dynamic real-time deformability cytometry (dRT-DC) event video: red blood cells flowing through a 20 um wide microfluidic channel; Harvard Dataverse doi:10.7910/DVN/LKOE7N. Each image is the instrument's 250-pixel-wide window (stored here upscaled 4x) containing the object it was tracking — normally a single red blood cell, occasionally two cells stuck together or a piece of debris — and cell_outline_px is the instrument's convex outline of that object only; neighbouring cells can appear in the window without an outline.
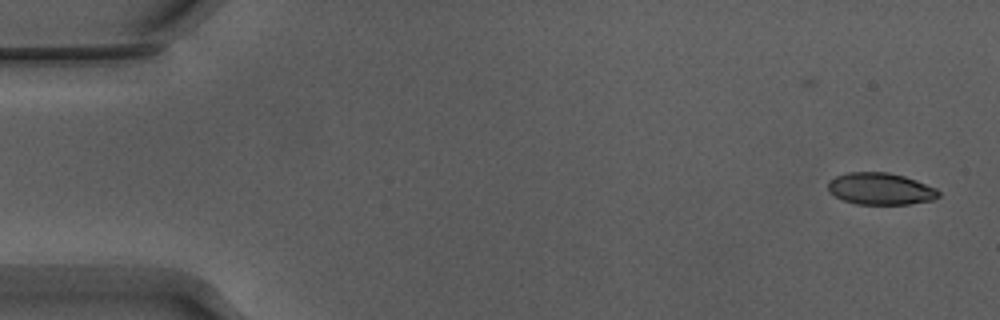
{"species": "Egyptian fruit bat (a non-hibernating species)", "species_latin": "Rousettus aegyptiacus", "temperature_condition": "warm", "stored_images_in_passage": 52, "camera_frame_rate_fps": 3000, "um_per_image_px": 0.085, "animal": {"sex": "male"}, "frame": {"image": 1, "passage_image": 1, "time_ms": 0.0, "image_size_px": [1000, 320], "cell_outline_px": [[940, 196], [932, 200], [908, 204], [856, 204], [844, 200], [828, 192], [828, 180], [836, 176], [848, 172], [888, 172], [904, 176], [916, 180], [936, 188], [940, 192]], "centroid_in_image_um": [74.83, 16.04], "position_along_channel_um": 10.2, "area_um2": 20.58}}
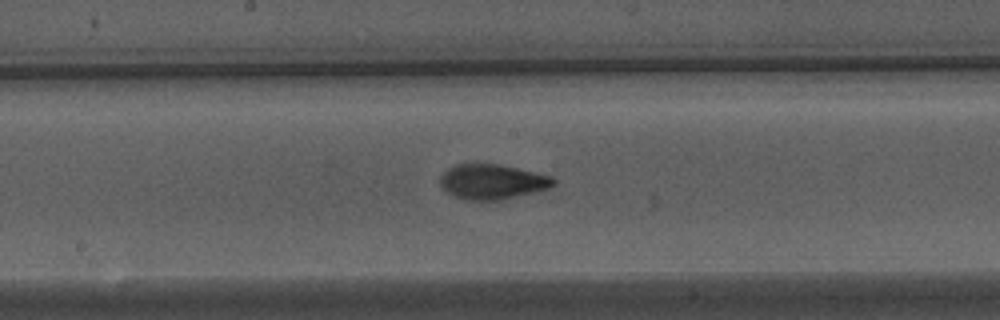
{"frame": {"image": 2, "passage_image": 27, "time_ms": 8.667, "image_size_px": [1000, 320], "cell_outline_px": [[556, 184], [548, 188], [500, 200], [464, 200], [452, 196], [440, 184], [440, 176], [448, 168], [456, 164], [500, 164], [552, 176], [556, 180]], "centroid_in_image_um": [41.83, 15.44], "position_along_channel_um": 206.4, "area_um2": 23.0}}
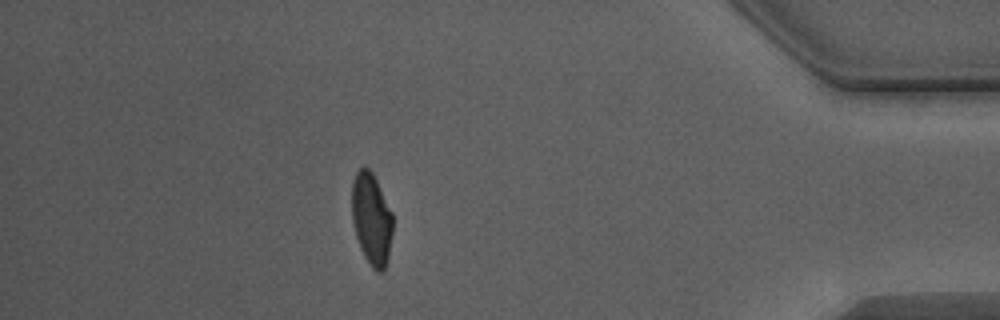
{"frame": {"image": 3, "passage_image": 46, "time_ms": 15.0, "image_size_px": [1000, 320], "cell_outline_px": [[392, 232], [388, 260], [384, 268], [380, 272], [376, 272], [372, 268], [364, 256], [360, 248], [352, 224], [352, 180], [356, 172], [360, 168], [368, 168], [372, 172], [392, 212]], "centroid_in_image_um": [31.57, 18.62], "position_along_channel_um": 403.6, "area_um2": 21.91}, "authors_computed_cell_mechanics": {"area_um2": 22.1952, "velocity_mm_per_s": 3.8608, "shape_relaxation_time_tau1_ms": 3.8088, "shape_relaxation_time_tau2_ms": 1.4629, "deformation_change_tau1": 0.1769, "deformation_change_tau2": 0.0665}}